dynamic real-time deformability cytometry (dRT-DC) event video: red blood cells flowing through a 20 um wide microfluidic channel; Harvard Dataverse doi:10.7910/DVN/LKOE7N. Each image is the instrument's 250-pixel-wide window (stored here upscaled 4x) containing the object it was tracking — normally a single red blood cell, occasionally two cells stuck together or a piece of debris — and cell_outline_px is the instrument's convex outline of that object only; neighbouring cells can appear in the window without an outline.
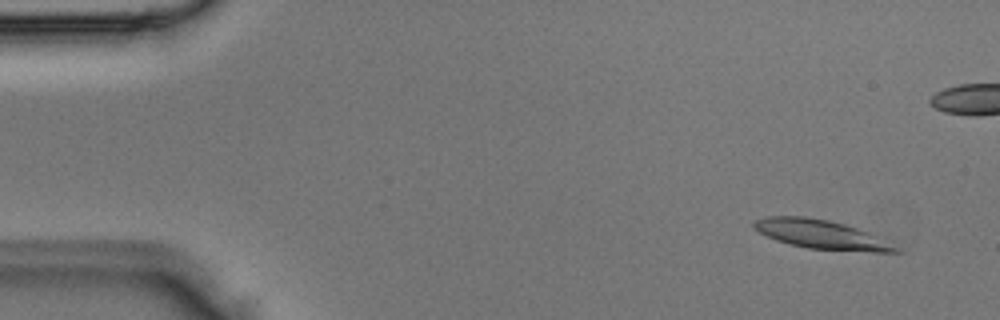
{"species": "Egyptian fruit bat (a non-hibernating species)", "species_latin": "Rousettus aegyptiacus", "temperature_condition": "room temperature", "stored_images_in_passage": 4, "camera_frame_rate_fps": 3000, "um_per_image_px": 0.085, "animal": {"sex": "male"}, "frame": {"image": 1, "passage_image": 1, "time_ms": 0.0, "image_size_px": [1000, 320], "cell_outline_px": [[904, 252], [872, 252], [808, 248], [776, 240], [752, 228], [752, 224], [756, 220], [768, 216], [804, 216], [828, 220], [844, 224], [868, 232]], "centroid_in_image_um": [69.75, 19.92], "position_along_channel_um": 15.2, "area_um2": 23.41}}
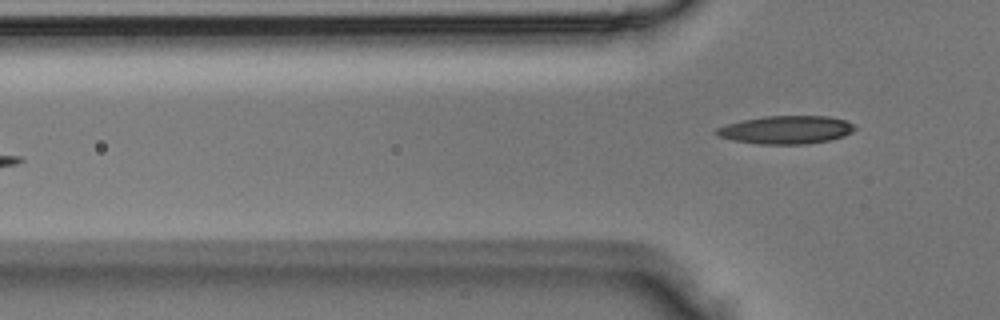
{"frame": {"image": 2, "passage_image": 4, "time_ms": 1.0, "image_size_px": [1000, 320], "cell_outline_px": [[856, 128], [852, 132], [844, 136], [832, 140], [808, 144], [760, 144], [732, 140], [720, 136], [716, 132], [716, 128], [728, 124], [744, 120], [764, 116], [828, 116], [844, 120], [852, 124]], "centroid_in_image_um": [66.86, 11.04], "position_along_channel_um": 58.9, "area_um2": 22.54}}